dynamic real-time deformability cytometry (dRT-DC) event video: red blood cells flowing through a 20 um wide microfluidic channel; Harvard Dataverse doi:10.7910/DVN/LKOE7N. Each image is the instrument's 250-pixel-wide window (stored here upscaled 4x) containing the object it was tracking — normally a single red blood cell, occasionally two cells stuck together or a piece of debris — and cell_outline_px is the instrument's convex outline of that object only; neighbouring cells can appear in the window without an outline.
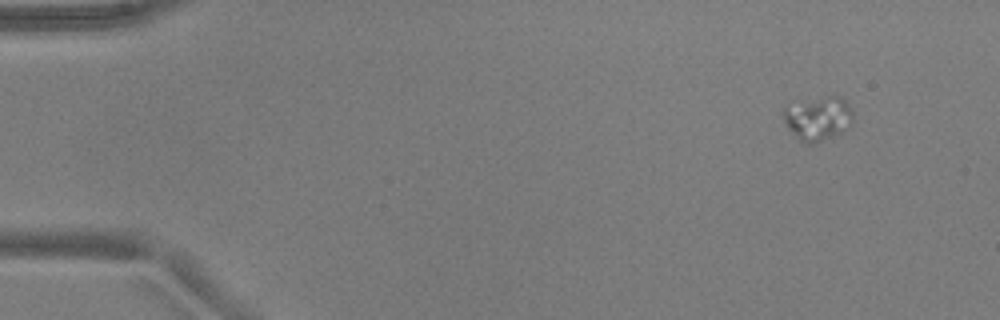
{"species": "common noctule bat (a hibernating species)", "species_latin": "Nyctalus noctula", "temperature_condition": "warm", "stored_images_in_passage": 13, "camera_frame_rate_fps": 3000, "um_per_image_px": 0.085, "animal": {"sex": "male", "body_mass_g": 17.9, "forearm_length_mm": 54.2}, "frame": {"image": 1, "passage_image": 1, "time_ms": 0.0, "image_size_px": [1000, 320], "cell_outline_px": [[852, 124], [840, 132], [816, 144], [808, 144], [800, 140], [788, 128], [780, 112], [784, 108], [832, 92], [836, 92], [852, 108]], "centroid_in_image_um": [69.56, 10.02], "position_along_channel_um": 15.4, "area_um2": 18.03}}